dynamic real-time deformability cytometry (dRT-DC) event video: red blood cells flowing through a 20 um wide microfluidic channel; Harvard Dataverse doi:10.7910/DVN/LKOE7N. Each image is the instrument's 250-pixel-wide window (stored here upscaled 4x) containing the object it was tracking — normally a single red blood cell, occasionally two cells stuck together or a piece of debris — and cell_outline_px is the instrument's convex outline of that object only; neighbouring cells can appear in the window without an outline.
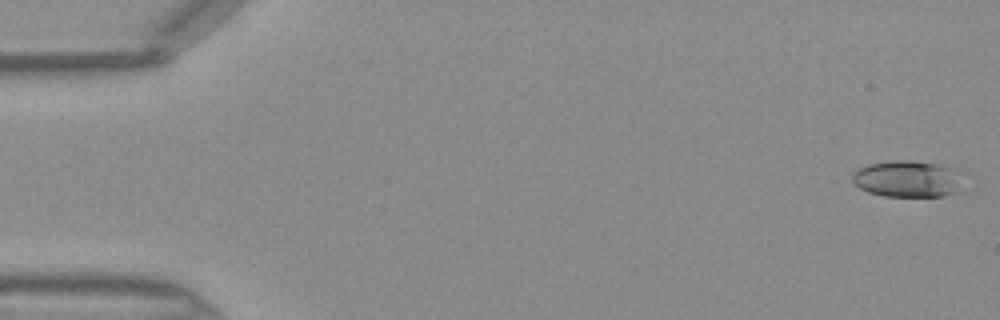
{"species": "Egyptian fruit bat (a non-hibernating species)", "species_latin": "Rousettus aegyptiacus", "temperature_condition": "warm", "stored_images_in_passage": 46, "camera_frame_rate_fps": 3000, "um_per_image_px": 0.085, "frame": {"image": 1, "passage_image": 1, "time_ms": 0.0, "image_size_px": [1000, 320], "cell_outline_px": [[964, 172], [952, 192], [944, 196], [884, 196], [868, 192], [860, 188], [852, 180], [852, 176], [860, 168], [868, 164], [892, 160], [912, 160], [960, 168]], "centroid_in_image_um": [77.14, 15.18], "position_along_channel_um": 7.9, "area_um2": 23.47}}
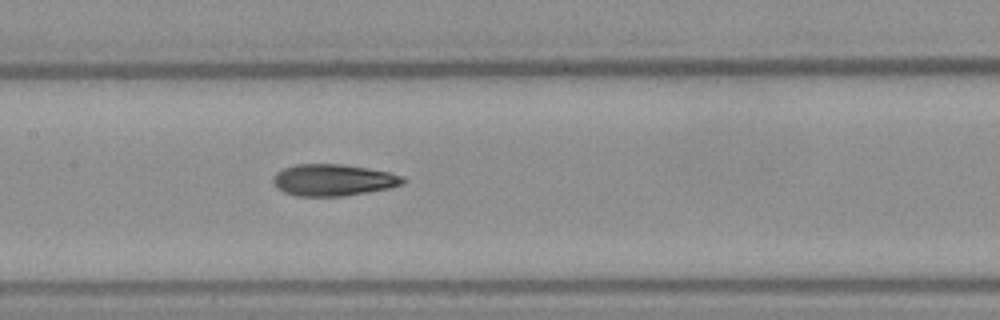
{"frame": {"image": 2, "passage_image": 22, "time_ms": 7.0, "image_size_px": [1000, 320], "cell_outline_px": [[408, 180], [404, 184], [388, 188], [368, 192], [344, 196], [296, 196], [284, 192], [276, 188], [272, 180], [276, 172], [284, 168], [296, 164], [340, 164], [368, 168], [388, 172], [400, 176]], "centroid_in_image_um": [28.31, 15.3], "position_along_channel_um": 179.1, "area_um2": 23.99}}
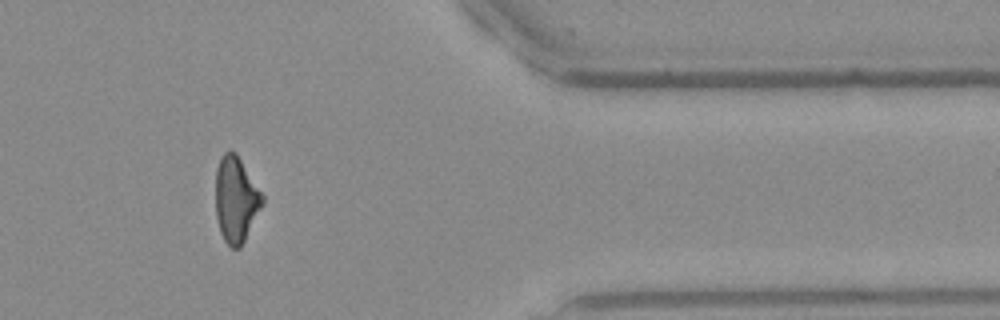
{"frame": {"image": 3, "passage_image": 38, "time_ms": 12.333, "image_size_px": [1000, 320], "cell_outline_px": [[264, 204], [240, 248], [232, 248], [224, 240], [220, 232], [216, 216], [216, 168], [224, 152], [236, 152], [264, 196]], "centroid_in_image_um": [20.07, 16.97], "position_along_channel_um": 391.3, "area_um2": 23.29}}